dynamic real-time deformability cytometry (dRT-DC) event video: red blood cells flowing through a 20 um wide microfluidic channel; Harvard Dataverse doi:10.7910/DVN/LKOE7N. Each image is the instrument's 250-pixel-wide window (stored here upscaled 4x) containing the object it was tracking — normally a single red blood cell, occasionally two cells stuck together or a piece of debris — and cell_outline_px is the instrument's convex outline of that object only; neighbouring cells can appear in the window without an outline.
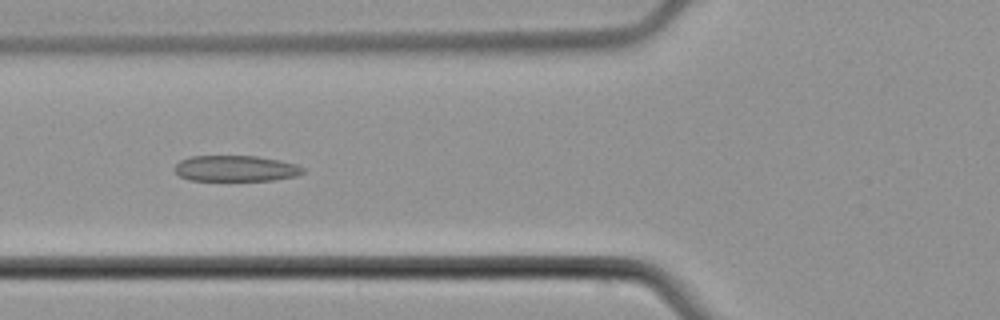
{"species": "common noctule bat (a hibernating species)", "species_latin": "Nyctalus noctula", "temperature_condition": "cold", "stored_images_in_passage": 6, "camera_frame_rate_fps": 3000, "um_per_image_px": 0.085, "animal": {"sex": "male", "body_mass_g": 21.5, "forearm_length_mm": 52.0}, "frame": {"image": 1, "passage_image": 5, "time_ms": 4.667, "image_size_px": [1000, 320], "cell_outline_px": [[304, 172], [296, 176], [272, 180], [192, 180], [180, 176], [176, 172], [176, 164], [180, 160], [192, 156], [256, 156], [280, 160], [296, 164], [304, 168]], "centroid_in_image_um": [20.06, 14.31], "position_along_channel_um": 105.7, "area_um2": 19.19}}
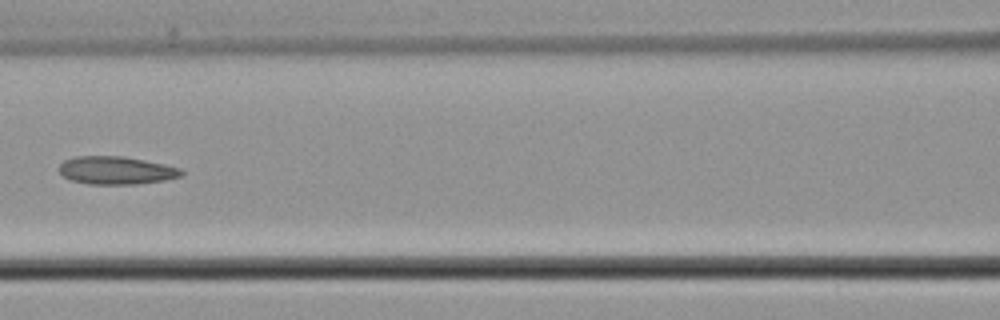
{"frame": {"image": 2, "passage_image": 6, "time_ms": 6.0, "image_size_px": [1000, 320], "cell_outline_px": [[184, 172], [180, 176], [164, 180], [136, 184], [88, 184], [72, 180], [64, 176], [60, 172], [60, 164], [64, 160], [76, 156], [124, 156], [164, 164], [180, 168]], "centroid_in_image_um": [9.87, 14.47], "position_along_channel_um": 156.7, "area_um2": 19.77}}